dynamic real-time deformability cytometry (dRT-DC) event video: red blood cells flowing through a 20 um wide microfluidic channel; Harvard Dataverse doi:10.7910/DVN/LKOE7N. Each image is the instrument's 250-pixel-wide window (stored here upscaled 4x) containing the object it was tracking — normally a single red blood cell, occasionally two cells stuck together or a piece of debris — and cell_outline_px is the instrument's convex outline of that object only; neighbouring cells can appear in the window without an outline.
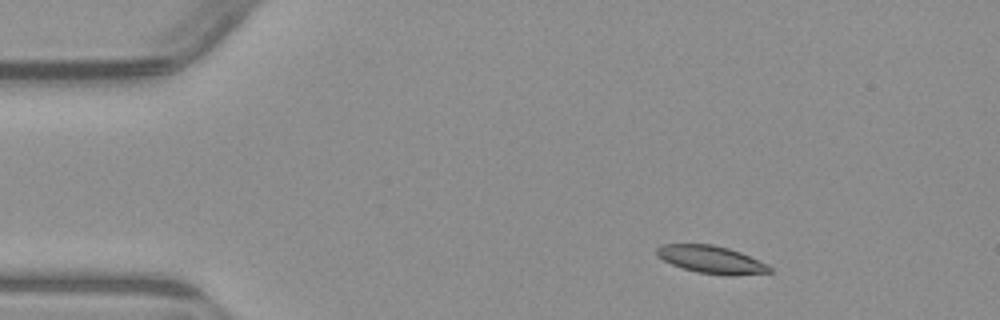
{"species": "common noctule bat (a hibernating species)", "species_latin": "Nyctalus noctula", "temperature_condition": "warm", "stored_images_in_passage": 3, "camera_frame_rate_fps": 3000, "um_per_image_px": 0.085, "animal": {"sex": "male", "body_mass_g": 23.1, "forearm_length_mm": 52.7}, "frame": {"image": 1, "passage_image": 1, "time_ms": 0.0, "image_size_px": [1000, 320], "cell_outline_px": [[772, 272], [736, 276], [728, 276], [696, 272], [672, 264], [656, 256], [656, 248], [664, 244], [712, 244], [728, 248], [740, 252], [768, 264], [772, 268]], "centroid_in_image_um": [60.49, 22.07], "position_along_channel_um": 24.5, "area_um2": 18.26}}